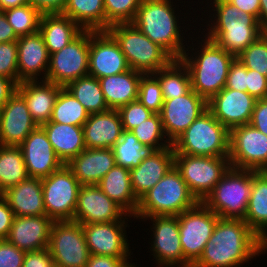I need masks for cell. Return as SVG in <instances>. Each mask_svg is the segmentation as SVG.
Listing matches in <instances>:
<instances>
[{
    "label": "cell",
    "instance_id": "cell-1",
    "mask_svg": "<svg viewBox=\"0 0 267 267\" xmlns=\"http://www.w3.org/2000/svg\"><path fill=\"white\" fill-rule=\"evenodd\" d=\"M267 244L243 219H218L199 260L192 267H240L266 253Z\"/></svg>",
    "mask_w": 267,
    "mask_h": 267
},
{
    "label": "cell",
    "instance_id": "cell-2",
    "mask_svg": "<svg viewBox=\"0 0 267 267\" xmlns=\"http://www.w3.org/2000/svg\"><path fill=\"white\" fill-rule=\"evenodd\" d=\"M210 5L215 12L209 16L213 24H207L211 27L204 37L235 57L263 34L255 16L242 12L227 0H213Z\"/></svg>",
    "mask_w": 267,
    "mask_h": 267
},
{
    "label": "cell",
    "instance_id": "cell-3",
    "mask_svg": "<svg viewBox=\"0 0 267 267\" xmlns=\"http://www.w3.org/2000/svg\"><path fill=\"white\" fill-rule=\"evenodd\" d=\"M201 41L204 43L200 42L201 48L196 54L190 55L188 46L180 60L188 68L191 89L208 102L225 87L229 68L236 57L206 37Z\"/></svg>",
    "mask_w": 267,
    "mask_h": 267
},
{
    "label": "cell",
    "instance_id": "cell-4",
    "mask_svg": "<svg viewBox=\"0 0 267 267\" xmlns=\"http://www.w3.org/2000/svg\"><path fill=\"white\" fill-rule=\"evenodd\" d=\"M175 8L171 0H142L132 24L174 59H180L186 46Z\"/></svg>",
    "mask_w": 267,
    "mask_h": 267
},
{
    "label": "cell",
    "instance_id": "cell-5",
    "mask_svg": "<svg viewBox=\"0 0 267 267\" xmlns=\"http://www.w3.org/2000/svg\"><path fill=\"white\" fill-rule=\"evenodd\" d=\"M197 203L180 172L173 166L139 199L138 208L133 217L140 220L151 216H178Z\"/></svg>",
    "mask_w": 267,
    "mask_h": 267
},
{
    "label": "cell",
    "instance_id": "cell-6",
    "mask_svg": "<svg viewBox=\"0 0 267 267\" xmlns=\"http://www.w3.org/2000/svg\"><path fill=\"white\" fill-rule=\"evenodd\" d=\"M174 153L229 157L230 130L207 109L173 143Z\"/></svg>",
    "mask_w": 267,
    "mask_h": 267
},
{
    "label": "cell",
    "instance_id": "cell-7",
    "mask_svg": "<svg viewBox=\"0 0 267 267\" xmlns=\"http://www.w3.org/2000/svg\"><path fill=\"white\" fill-rule=\"evenodd\" d=\"M107 31L119 43L130 69L153 74L174 60L165 49L152 42L132 23L115 24Z\"/></svg>",
    "mask_w": 267,
    "mask_h": 267
},
{
    "label": "cell",
    "instance_id": "cell-8",
    "mask_svg": "<svg viewBox=\"0 0 267 267\" xmlns=\"http://www.w3.org/2000/svg\"><path fill=\"white\" fill-rule=\"evenodd\" d=\"M252 188V170L230 167L203 203L220 218L244 219Z\"/></svg>",
    "mask_w": 267,
    "mask_h": 267
},
{
    "label": "cell",
    "instance_id": "cell-9",
    "mask_svg": "<svg viewBox=\"0 0 267 267\" xmlns=\"http://www.w3.org/2000/svg\"><path fill=\"white\" fill-rule=\"evenodd\" d=\"M174 166L198 202H203L231 167L229 157L174 153Z\"/></svg>",
    "mask_w": 267,
    "mask_h": 267
},
{
    "label": "cell",
    "instance_id": "cell-10",
    "mask_svg": "<svg viewBox=\"0 0 267 267\" xmlns=\"http://www.w3.org/2000/svg\"><path fill=\"white\" fill-rule=\"evenodd\" d=\"M184 259L193 266L201 257L219 219L203 202L177 216Z\"/></svg>",
    "mask_w": 267,
    "mask_h": 267
},
{
    "label": "cell",
    "instance_id": "cell-11",
    "mask_svg": "<svg viewBox=\"0 0 267 267\" xmlns=\"http://www.w3.org/2000/svg\"><path fill=\"white\" fill-rule=\"evenodd\" d=\"M46 216L53 221L73 220L80 182L64 164L41 179Z\"/></svg>",
    "mask_w": 267,
    "mask_h": 267
},
{
    "label": "cell",
    "instance_id": "cell-12",
    "mask_svg": "<svg viewBox=\"0 0 267 267\" xmlns=\"http://www.w3.org/2000/svg\"><path fill=\"white\" fill-rule=\"evenodd\" d=\"M48 249L55 267H86L90 256L82 224L73 220L53 222Z\"/></svg>",
    "mask_w": 267,
    "mask_h": 267
},
{
    "label": "cell",
    "instance_id": "cell-13",
    "mask_svg": "<svg viewBox=\"0 0 267 267\" xmlns=\"http://www.w3.org/2000/svg\"><path fill=\"white\" fill-rule=\"evenodd\" d=\"M89 30H83L61 50L50 54L46 79L61 87L88 75Z\"/></svg>",
    "mask_w": 267,
    "mask_h": 267
},
{
    "label": "cell",
    "instance_id": "cell-14",
    "mask_svg": "<svg viewBox=\"0 0 267 267\" xmlns=\"http://www.w3.org/2000/svg\"><path fill=\"white\" fill-rule=\"evenodd\" d=\"M229 161L236 169L267 171V135L251 124L233 127Z\"/></svg>",
    "mask_w": 267,
    "mask_h": 267
},
{
    "label": "cell",
    "instance_id": "cell-15",
    "mask_svg": "<svg viewBox=\"0 0 267 267\" xmlns=\"http://www.w3.org/2000/svg\"><path fill=\"white\" fill-rule=\"evenodd\" d=\"M151 220L153 231L151 239V255L159 267H192L185 259L180 243L179 223L177 216H151L143 220ZM153 229V230H152ZM153 242V243H152Z\"/></svg>",
    "mask_w": 267,
    "mask_h": 267
},
{
    "label": "cell",
    "instance_id": "cell-16",
    "mask_svg": "<svg viewBox=\"0 0 267 267\" xmlns=\"http://www.w3.org/2000/svg\"><path fill=\"white\" fill-rule=\"evenodd\" d=\"M130 70L119 43L108 31L89 30L88 75L99 79Z\"/></svg>",
    "mask_w": 267,
    "mask_h": 267
},
{
    "label": "cell",
    "instance_id": "cell-17",
    "mask_svg": "<svg viewBox=\"0 0 267 267\" xmlns=\"http://www.w3.org/2000/svg\"><path fill=\"white\" fill-rule=\"evenodd\" d=\"M125 218H124V217ZM127 214L111 200L97 185H81L73 221L80 224H96L116 221H129Z\"/></svg>",
    "mask_w": 267,
    "mask_h": 267
},
{
    "label": "cell",
    "instance_id": "cell-18",
    "mask_svg": "<svg viewBox=\"0 0 267 267\" xmlns=\"http://www.w3.org/2000/svg\"><path fill=\"white\" fill-rule=\"evenodd\" d=\"M206 110L207 101L192 89L185 95L164 100L160 117L169 142L172 144Z\"/></svg>",
    "mask_w": 267,
    "mask_h": 267
},
{
    "label": "cell",
    "instance_id": "cell-19",
    "mask_svg": "<svg viewBox=\"0 0 267 267\" xmlns=\"http://www.w3.org/2000/svg\"><path fill=\"white\" fill-rule=\"evenodd\" d=\"M127 223L126 221H116L82 224L90 254L130 258L129 240L126 237Z\"/></svg>",
    "mask_w": 267,
    "mask_h": 267
},
{
    "label": "cell",
    "instance_id": "cell-20",
    "mask_svg": "<svg viewBox=\"0 0 267 267\" xmlns=\"http://www.w3.org/2000/svg\"><path fill=\"white\" fill-rule=\"evenodd\" d=\"M257 99L248 92L223 88L207 102V109L225 127L249 124Z\"/></svg>",
    "mask_w": 267,
    "mask_h": 267
},
{
    "label": "cell",
    "instance_id": "cell-21",
    "mask_svg": "<svg viewBox=\"0 0 267 267\" xmlns=\"http://www.w3.org/2000/svg\"><path fill=\"white\" fill-rule=\"evenodd\" d=\"M37 127L24 98L16 91L1 108L0 145L19 147Z\"/></svg>",
    "mask_w": 267,
    "mask_h": 267
},
{
    "label": "cell",
    "instance_id": "cell-22",
    "mask_svg": "<svg viewBox=\"0 0 267 267\" xmlns=\"http://www.w3.org/2000/svg\"><path fill=\"white\" fill-rule=\"evenodd\" d=\"M19 147L29 177L43 179L64 165L41 126L34 129Z\"/></svg>",
    "mask_w": 267,
    "mask_h": 267
},
{
    "label": "cell",
    "instance_id": "cell-23",
    "mask_svg": "<svg viewBox=\"0 0 267 267\" xmlns=\"http://www.w3.org/2000/svg\"><path fill=\"white\" fill-rule=\"evenodd\" d=\"M49 63L50 54L39 31L18 38V84L27 80H45ZM40 75H43L42 78Z\"/></svg>",
    "mask_w": 267,
    "mask_h": 267
},
{
    "label": "cell",
    "instance_id": "cell-24",
    "mask_svg": "<svg viewBox=\"0 0 267 267\" xmlns=\"http://www.w3.org/2000/svg\"><path fill=\"white\" fill-rule=\"evenodd\" d=\"M174 166L173 146L150 150L140 164L130 169L133 193L139 200Z\"/></svg>",
    "mask_w": 267,
    "mask_h": 267
},
{
    "label": "cell",
    "instance_id": "cell-25",
    "mask_svg": "<svg viewBox=\"0 0 267 267\" xmlns=\"http://www.w3.org/2000/svg\"><path fill=\"white\" fill-rule=\"evenodd\" d=\"M53 220L46 216H15L6 240L25 252L48 248Z\"/></svg>",
    "mask_w": 267,
    "mask_h": 267
},
{
    "label": "cell",
    "instance_id": "cell-26",
    "mask_svg": "<svg viewBox=\"0 0 267 267\" xmlns=\"http://www.w3.org/2000/svg\"><path fill=\"white\" fill-rule=\"evenodd\" d=\"M115 165L112 148H85L66 164L81 185H97Z\"/></svg>",
    "mask_w": 267,
    "mask_h": 267
},
{
    "label": "cell",
    "instance_id": "cell-27",
    "mask_svg": "<svg viewBox=\"0 0 267 267\" xmlns=\"http://www.w3.org/2000/svg\"><path fill=\"white\" fill-rule=\"evenodd\" d=\"M21 81L16 91L24 98L32 118L41 126L50 121L61 86L47 80Z\"/></svg>",
    "mask_w": 267,
    "mask_h": 267
},
{
    "label": "cell",
    "instance_id": "cell-28",
    "mask_svg": "<svg viewBox=\"0 0 267 267\" xmlns=\"http://www.w3.org/2000/svg\"><path fill=\"white\" fill-rule=\"evenodd\" d=\"M82 128L87 149L112 148L123 132L121 116L116 109L89 114Z\"/></svg>",
    "mask_w": 267,
    "mask_h": 267
},
{
    "label": "cell",
    "instance_id": "cell-29",
    "mask_svg": "<svg viewBox=\"0 0 267 267\" xmlns=\"http://www.w3.org/2000/svg\"><path fill=\"white\" fill-rule=\"evenodd\" d=\"M14 216L46 215L40 178L28 177L3 193Z\"/></svg>",
    "mask_w": 267,
    "mask_h": 267
},
{
    "label": "cell",
    "instance_id": "cell-30",
    "mask_svg": "<svg viewBox=\"0 0 267 267\" xmlns=\"http://www.w3.org/2000/svg\"><path fill=\"white\" fill-rule=\"evenodd\" d=\"M41 127L56 155L65 165L86 148L82 126L49 121Z\"/></svg>",
    "mask_w": 267,
    "mask_h": 267
},
{
    "label": "cell",
    "instance_id": "cell-31",
    "mask_svg": "<svg viewBox=\"0 0 267 267\" xmlns=\"http://www.w3.org/2000/svg\"><path fill=\"white\" fill-rule=\"evenodd\" d=\"M143 73L130 69L120 74L99 78L109 109L118 110L138 99L139 81Z\"/></svg>",
    "mask_w": 267,
    "mask_h": 267
},
{
    "label": "cell",
    "instance_id": "cell-32",
    "mask_svg": "<svg viewBox=\"0 0 267 267\" xmlns=\"http://www.w3.org/2000/svg\"><path fill=\"white\" fill-rule=\"evenodd\" d=\"M97 186L127 214L135 215L139 200L133 193L130 169L116 164Z\"/></svg>",
    "mask_w": 267,
    "mask_h": 267
},
{
    "label": "cell",
    "instance_id": "cell-33",
    "mask_svg": "<svg viewBox=\"0 0 267 267\" xmlns=\"http://www.w3.org/2000/svg\"><path fill=\"white\" fill-rule=\"evenodd\" d=\"M83 29L64 14H44L41 16V33L49 54L61 50L74 40Z\"/></svg>",
    "mask_w": 267,
    "mask_h": 267
},
{
    "label": "cell",
    "instance_id": "cell-34",
    "mask_svg": "<svg viewBox=\"0 0 267 267\" xmlns=\"http://www.w3.org/2000/svg\"><path fill=\"white\" fill-rule=\"evenodd\" d=\"M243 220L267 244V171L252 170V188Z\"/></svg>",
    "mask_w": 267,
    "mask_h": 267
},
{
    "label": "cell",
    "instance_id": "cell-35",
    "mask_svg": "<svg viewBox=\"0 0 267 267\" xmlns=\"http://www.w3.org/2000/svg\"><path fill=\"white\" fill-rule=\"evenodd\" d=\"M62 14L83 30L106 31L104 0H67Z\"/></svg>",
    "mask_w": 267,
    "mask_h": 267
},
{
    "label": "cell",
    "instance_id": "cell-36",
    "mask_svg": "<svg viewBox=\"0 0 267 267\" xmlns=\"http://www.w3.org/2000/svg\"><path fill=\"white\" fill-rule=\"evenodd\" d=\"M158 79L163 100L177 98L191 90L188 68L180 59H174L168 66L153 73Z\"/></svg>",
    "mask_w": 267,
    "mask_h": 267
},
{
    "label": "cell",
    "instance_id": "cell-37",
    "mask_svg": "<svg viewBox=\"0 0 267 267\" xmlns=\"http://www.w3.org/2000/svg\"><path fill=\"white\" fill-rule=\"evenodd\" d=\"M84 106L89 114L109 110L99 79L86 75L72 81L65 87Z\"/></svg>",
    "mask_w": 267,
    "mask_h": 267
},
{
    "label": "cell",
    "instance_id": "cell-38",
    "mask_svg": "<svg viewBox=\"0 0 267 267\" xmlns=\"http://www.w3.org/2000/svg\"><path fill=\"white\" fill-rule=\"evenodd\" d=\"M20 147L0 145V186L4 193L28 178Z\"/></svg>",
    "mask_w": 267,
    "mask_h": 267
},
{
    "label": "cell",
    "instance_id": "cell-39",
    "mask_svg": "<svg viewBox=\"0 0 267 267\" xmlns=\"http://www.w3.org/2000/svg\"><path fill=\"white\" fill-rule=\"evenodd\" d=\"M89 117L84 106L62 87L56 98L50 121L75 126H83Z\"/></svg>",
    "mask_w": 267,
    "mask_h": 267
},
{
    "label": "cell",
    "instance_id": "cell-40",
    "mask_svg": "<svg viewBox=\"0 0 267 267\" xmlns=\"http://www.w3.org/2000/svg\"><path fill=\"white\" fill-rule=\"evenodd\" d=\"M117 165L127 169L137 167L150 151L131 131L123 130L120 140L112 147Z\"/></svg>",
    "mask_w": 267,
    "mask_h": 267
},
{
    "label": "cell",
    "instance_id": "cell-41",
    "mask_svg": "<svg viewBox=\"0 0 267 267\" xmlns=\"http://www.w3.org/2000/svg\"><path fill=\"white\" fill-rule=\"evenodd\" d=\"M130 131L149 150H161L172 146L164 133L160 114H153Z\"/></svg>",
    "mask_w": 267,
    "mask_h": 267
},
{
    "label": "cell",
    "instance_id": "cell-42",
    "mask_svg": "<svg viewBox=\"0 0 267 267\" xmlns=\"http://www.w3.org/2000/svg\"><path fill=\"white\" fill-rule=\"evenodd\" d=\"M3 12L18 37L39 31L42 14L29 3Z\"/></svg>",
    "mask_w": 267,
    "mask_h": 267
},
{
    "label": "cell",
    "instance_id": "cell-43",
    "mask_svg": "<svg viewBox=\"0 0 267 267\" xmlns=\"http://www.w3.org/2000/svg\"><path fill=\"white\" fill-rule=\"evenodd\" d=\"M142 0H104L106 31L115 24L132 23Z\"/></svg>",
    "mask_w": 267,
    "mask_h": 267
},
{
    "label": "cell",
    "instance_id": "cell-44",
    "mask_svg": "<svg viewBox=\"0 0 267 267\" xmlns=\"http://www.w3.org/2000/svg\"><path fill=\"white\" fill-rule=\"evenodd\" d=\"M138 101L154 114H160L164 103L162 89L153 74H143L139 81Z\"/></svg>",
    "mask_w": 267,
    "mask_h": 267
},
{
    "label": "cell",
    "instance_id": "cell-45",
    "mask_svg": "<svg viewBox=\"0 0 267 267\" xmlns=\"http://www.w3.org/2000/svg\"><path fill=\"white\" fill-rule=\"evenodd\" d=\"M250 70H256L267 77V34H262L237 57Z\"/></svg>",
    "mask_w": 267,
    "mask_h": 267
},
{
    "label": "cell",
    "instance_id": "cell-46",
    "mask_svg": "<svg viewBox=\"0 0 267 267\" xmlns=\"http://www.w3.org/2000/svg\"><path fill=\"white\" fill-rule=\"evenodd\" d=\"M0 76L18 85L17 41L0 43Z\"/></svg>",
    "mask_w": 267,
    "mask_h": 267
},
{
    "label": "cell",
    "instance_id": "cell-47",
    "mask_svg": "<svg viewBox=\"0 0 267 267\" xmlns=\"http://www.w3.org/2000/svg\"><path fill=\"white\" fill-rule=\"evenodd\" d=\"M118 111L121 116L123 130L126 131H130L154 114L141 104L138 99L121 106Z\"/></svg>",
    "mask_w": 267,
    "mask_h": 267
},
{
    "label": "cell",
    "instance_id": "cell-48",
    "mask_svg": "<svg viewBox=\"0 0 267 267\" xmlns=\"http://www.w3.org/2000/svg\"><path fill=\"white\" fill-rule=\"evenodd\" d=\"M26 252L6 239L0 240V267H22Z\"/></svg>",
    "mask_w": 267,
    "mask_h": 267
},
{
    "label": "cell",
    "instance_id": "cell-49",
    "mask_svg": "<svg viewBox=\"0 0 267 267\" xmlns=\"http://www.w3.org/2000/svg\"><path fill=\"white\" fill-rule=\"evenodd\" d=\"M225 88L247 92V68L237 58L229 68Z\"/></svg>",
    "mask_w": 267,
    "mask_h": 267
},
{
    "label": "cell",
    "instance_id": "cell-50",
    "mask_svg": "<svg viewBox=\"0 0 267 267\" xmlns=\"http://www.w3.org/2000/svg\"><path fill=\"white\" fill-rule=\"evenodd\" d=\"M247 92L256 99L267 97V77L247 69Z\"/></svg>",
    "mask_w": 267,
    "mask_h": 267
},
{
    "label": "cell",
    "instance_id": "cell-51",
    "mask_svg": "<svg viewBox=\"0 0 267 267\" xmlns=\"http://www.w3.org/2000/svg\"><path fill=\"white\" fill-rule=\"evenodd\" d=\"M22 267H55L48 248L26 252Z\"/></svg>",
    "mask_w": 267,
    "mask_h": 267
},
{
    "label": "cell",
    "instance_id": "cell-52",
    "mask_svg": "<svg viewBox=\"0 0 267 267\" xmlns=\"http://www.w3.org/2000/svg\"><path fill=\"white\" fill-rule=\"evenodd\" d=\"M249 124L267 135V97L257 99Z\"/></svg>",
    "mask_w": 267,
    "mask_h": 267
},
{
    "label": "cell",
    "instance_id": "cell-53",
    "mask_svg": "<svg viewBox=\"0 0 267 267\" xmlns=\"http://www.w3.org/2000/svg\"><path fill=\"white\" fill-rule=\"evenodd\" d=\"M28 3L36 8L42 15L62 14L67 0H28Z\"/></svg>",
    "mask_w": 267,
    "mask_h": 267
},
{
    "label": "cell",
    "instance_id": "cell-54",
    "mask_svg": "<svg viewBox=\"0 0 267 267\" xmlns=\"http://www.w3.org/2000/svg\"><path fill=\"white\" fill-rule=\"evenodd\" d=\"M128 259L90 254L86 267H126L131 264Z\"/></svg>",
    "mask_w": 267,
    "mask_h": 267
},
{
    "label": "cell",
    "instance_id": "cell-55",
    "mask_svg": "<svg viewBox=\"0 0 267 267\" xmlns=\"http://www.w3.org/2000/svg\"><path fill=\"white\" fill-rule=\"evenodd\" d=\"M14 217L8 202L0 197V240L8 237Z\"/></svg>",
    "mask_w": 267,
    "mask_h": 267
},
{
    "label": "cell",
    "instance_id": "cell-56",
    "mask_svg": "<svg viewBox=\"0 0 267 267\" xmlns=\"http://www.w3.org/2000/svg\"><path fill=\"white\" fill-rule=\"evenodd\" d=\"M244 13L251 14L257 19L260 12V0H227Z\"/></svg>",
    "mask_w": 267,
    "mask_h": 267
},
{
    "label": "cell",
    "instance_id": "cell-57",
    "mask_svg": "<svg viewBox=\"0 0 267 267\" xmlns=\"http://www.w3.org/2000/svg\"><path fill=\"white\" fill-rule=\"evenodd\" d=\"M16 89L17 84L12 79L0 76V108L16 92Z\"/></svg>",
    "mask_w": 267,
    "mask_h": 267
},
{
    "label": "cell",
    "instance_id": "cell-58",
    "mask_svg": "<svg viewBox=\"0 0 267 267\" xmlns=\"http://www.w3.org/2000/svg\"><path fill=\"white\" fill-rule=\"evenodd\" d=\"M18 36L13 27L8 23L3 11H0V43L17 41Z\"/></svg>",
    "mask_w": 267,
    "mask_h": 267
},
{
    "label": "cell",
    "instance_id": "cell-59",
    "mask_svg": "<svg viewBox=\"0 0 267 267\" xmlns=\"http://www.w3.org/2000/svg\"><path fill=\"white\" fill-rule=\"evenodd\" d=\"M258 22L263 34H267V0H260Z\"/></svg>",
    "mask_w": 267,
    "mask_h": 267
},
{
    "label": "cell",
    "instance_id": "cell-60",
    "mask_svg": "<svg viewBox=\"0 0 267 267\" xmlns=\"http://www.w3.org/2000/svg\"><path fill=\"white\" fill-rule=\"evenodd\" d=\"M28 3V0H0V11L20 7Z\"/></svg>",
    "mask_w": 267,
    "mask_h": 267
},
{
    "label": "cell",
    "instance_id": "cell-61",
    "mask_svg": "<svg viewBox=\"0 0 267 267\" xmlns=\"http://www.w3.org/2000/svg\"><path fill=\"white\" fill-rule=\"evenodd\" d=\"M126 267H136L135 264L131 263L129 265H127Z\"/></svg>",
    "mask_w": 267,
    "mask_h": 267
},
{
    "label": "cell",
    "instance_id": "cell-62",
    "mask_svg": "<svg viewBox=\"0 0 267 267\" xmlns=\"http://www.w3.org/2000/svg\"><path fill=\"white\" fill-rule=\"evenodd\" d=\"M0 197H3V192H2L1 186H0Z\"/></svg>",
    "mask_w": 267,
    "mask_h": 267
}]
</instances>
